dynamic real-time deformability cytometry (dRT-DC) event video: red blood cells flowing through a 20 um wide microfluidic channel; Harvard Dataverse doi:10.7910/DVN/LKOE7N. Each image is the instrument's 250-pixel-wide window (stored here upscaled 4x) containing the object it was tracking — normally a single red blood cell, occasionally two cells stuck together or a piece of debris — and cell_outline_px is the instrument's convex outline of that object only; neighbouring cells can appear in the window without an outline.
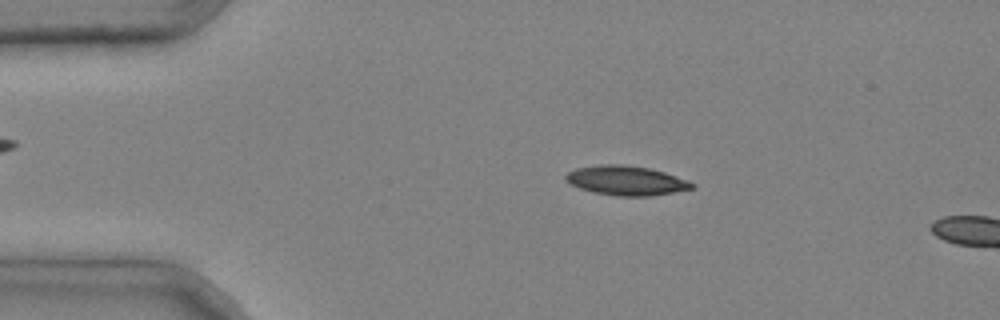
{"species": "common noctule bat (a hibernating species)", "species_latin": "Nyctalus noctula", "temperature_condition": "cold", "stored_images_in_passage": 2, "camera_frame_rate_fps": 3000, "um_per_image_px": 0.085, "animal": {"sex": "male", "body_mass_g": 20.4}, "frame": {"image": 1, "passage_image": 1, "time_ms": 0.0, "image_size_px": [1000, 320], "cell_outline_px": [[696, 188], [648, 196], [616, 196], [592, 192], [580, 188], [564, 180], [564, 176], [568, 172], [576, 168], [600, 164], [624, 164], [648, 168], [664, 172], [688, 180], [696, 184]], "centroid_in_image_um": [53.22, 15.34], "position_along_channel_um": 31.8, "area_um2": 21.73}}